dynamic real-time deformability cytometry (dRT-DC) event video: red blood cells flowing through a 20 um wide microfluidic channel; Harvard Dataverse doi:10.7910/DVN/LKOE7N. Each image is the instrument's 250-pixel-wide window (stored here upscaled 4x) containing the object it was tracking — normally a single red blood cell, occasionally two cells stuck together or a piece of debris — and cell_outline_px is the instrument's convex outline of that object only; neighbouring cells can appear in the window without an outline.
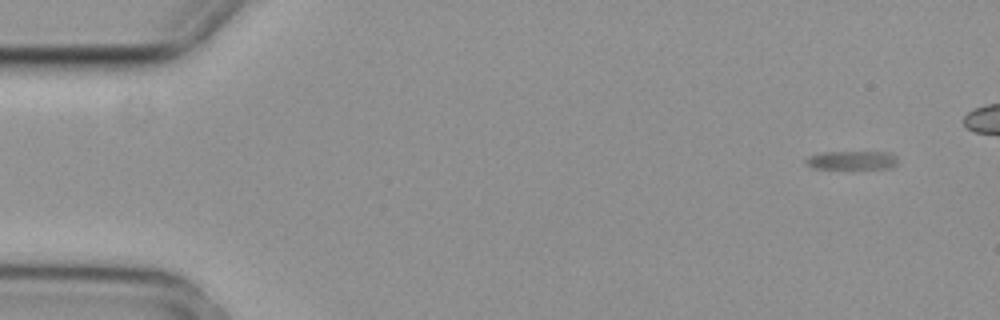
{"species": "common noctule bat (a hibernating species)", "species_latin": "Nyctalus noctula", "temperature_condition": "cold", "stored_images_in_passage": 10, "camera_frame_rate_fps": 3000, "um_per_image_px": 0.085, "animal": {"sex": "female", "body_mass_g": 29.2, "forearm_length_mm": 56.3}, "frame": {"image": 1, "passage_image": 2, "time_ms": 0.333, "image_size_px": [1000, 320], "cell_outline_px": [[896, 164], [892, 168], [812, 168], [804, 164], [804, 160], [808, 156], [824, 152], [892, 152], [896, 156]], "centroid_in_image_um": [72.39, 13.61], "position_along_channel_um": 12.6, "area_um2": 10.0}}
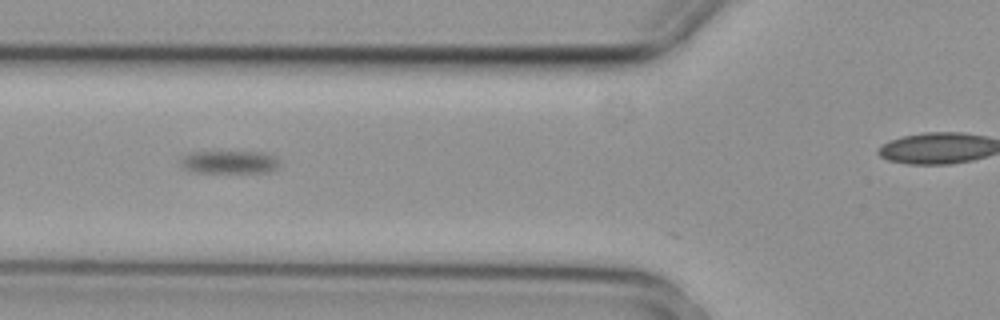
{"frame": {"image": 2, "passage_image": 7, "time_ms": 2.0, "image_size_px": [1000, 320], "cell_outline_px": [[280, 164], [276, 168], [268, 172], [196, 172], [184, 168], [180, 164], [180, 160], [188, 152], [260, 152], [272, 156]], "centroid_in_image_um": [19.45, 13.78], "position_along_channel_um": 106.3, "area_um2": 12.95}}